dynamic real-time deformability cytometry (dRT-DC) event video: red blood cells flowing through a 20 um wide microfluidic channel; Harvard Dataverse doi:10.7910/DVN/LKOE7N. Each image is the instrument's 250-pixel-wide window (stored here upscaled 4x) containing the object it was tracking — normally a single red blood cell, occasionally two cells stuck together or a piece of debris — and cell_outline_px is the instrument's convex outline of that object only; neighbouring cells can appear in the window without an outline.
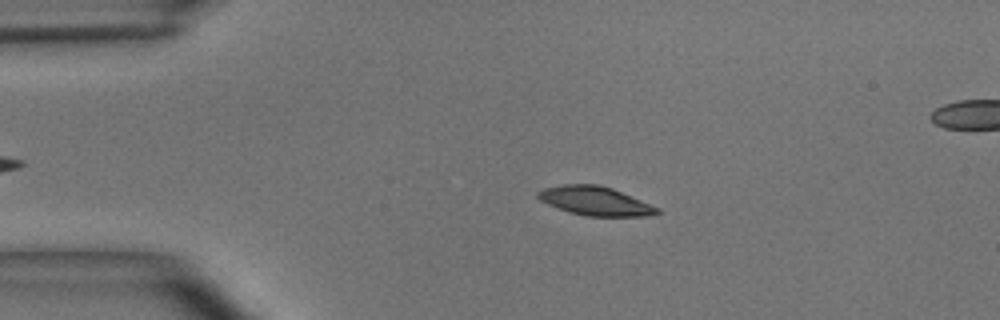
{"species": "common noctule bat (a hibernating species)", "species_latin": "Nyctalus noctula", "temperature_condition": "room temperature", "stored_images_in_passage": 3, "segment_of_instrument_passage": [1, 2], "camera_frame_rate_fps": 3000, "um_per_image_px": 0.085, "animal": {"sex": "male", "body_mass_g": 15.6}, "frame": {"image": 1, "passage_image": 1, "time_ms": 0.0, "image_size_px": [1000, 320], "cell_outline_px": [[660, 212], [648, 216], [588, 216], [568, 212], [548, 204], [540, 200], [536, 196], [536, 192], [544, 188], [564, 184], [596, 184], [612, 188], [660, 208]], "centroid_in_image_um": [50.57, 17.08], "position_along_channel_um": 34.4, "area_um2": 20.0}}